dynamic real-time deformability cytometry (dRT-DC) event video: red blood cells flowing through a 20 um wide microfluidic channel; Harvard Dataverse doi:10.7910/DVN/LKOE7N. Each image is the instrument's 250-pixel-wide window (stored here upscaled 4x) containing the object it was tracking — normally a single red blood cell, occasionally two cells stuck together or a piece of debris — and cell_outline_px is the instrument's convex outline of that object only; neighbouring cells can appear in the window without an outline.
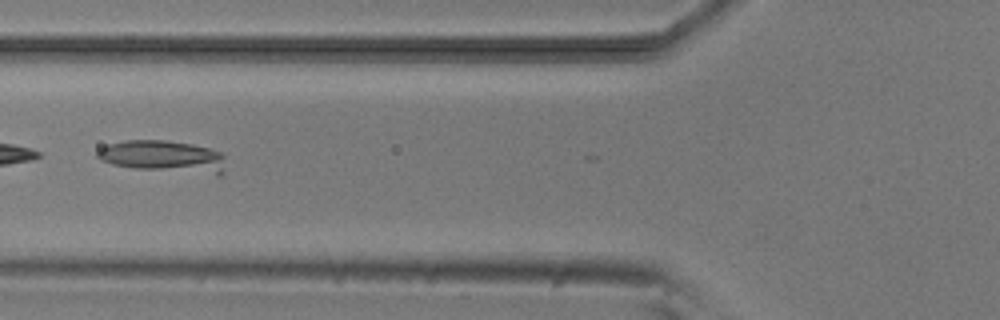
{"species": "common noctule bat (a hibernating species)", "species_latin": "Nyctalus noctula", "temperature_condition": "room temperature", "stored_images_in_passage": 8, "camera_frame_rate_fps": 3000, "um_per_image_px": 0.085, "animal": {"sex": "male", "body_mass_g": 20.5, "forearm_length_mm": 52.5}, "frame": {"image": 1, "passage_image": 7, "time_ms": 7.0, "image_size_px": [1000, 320], "cell_outline_px": [[224, 172], [220, 176], [216, 176], [136, 168], [112, 164], [100, 160], [96, 156], [96, 152], [100, 148], [108, 144], [124, 140], [164, 140], [192, 144], [224, 152]], "centroid_in_image_um": [13.94, 13.32], "position_along_channel_um": 111.9, "area_um2": 24.33}}
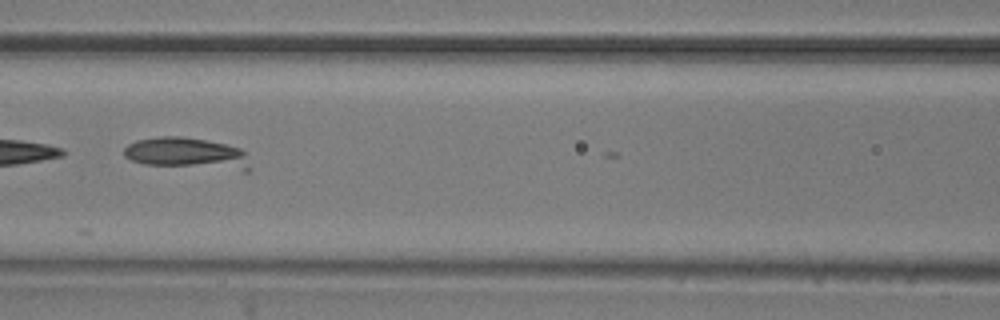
{"frame": {"image": 2, "passage_image": 8, "time_ms": 8.0, "image_size_px": [1000, 320], "cell_outline_px": [[244, 152], [240, 160], [192, 164], [144, 164], [132, 160], [124, 156], [124, 148], [128, 144], [136, 140], [160, 136], [180, 136], [204, 140], [224, 144], [240, 148]], "centroid_in_image_um": [15.3, 12.84], "position_along_channel_um": 151.3, "area_um2": 19.07}}